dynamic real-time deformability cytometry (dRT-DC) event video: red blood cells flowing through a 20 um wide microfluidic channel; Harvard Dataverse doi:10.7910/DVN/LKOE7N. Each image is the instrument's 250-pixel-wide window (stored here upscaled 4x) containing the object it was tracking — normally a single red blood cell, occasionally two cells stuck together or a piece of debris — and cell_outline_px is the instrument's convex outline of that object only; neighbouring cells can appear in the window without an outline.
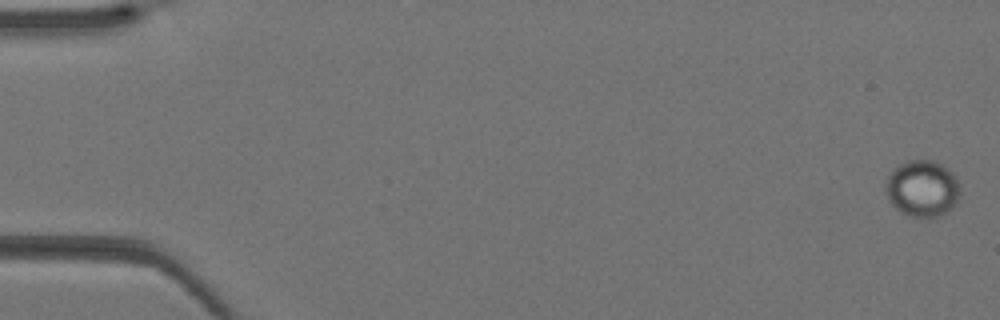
{"species": "Egyptian fruit bat (a non-hibernating species)", "species_latin": "Rousettus aegyptiacus", "temperature_condition": "warm", "stored_images_in_passage": 42, "camera_frame_rate_fps": 3000, "um_per_image_px": 0.085, "animal": {"sex": "female"}, "frame": {"image": 1, "passage_image": 1, "time_ms": 0.0, "image_size_px": [1000, 320], "cell_outline_px": [[960, 192], [956, 204], [948, 212], [940, 216], [912, 216], [900, 212], [888, 200], [884, 188], [888, 176], [900, 164], [908, 160], [936, 160], [944, 164], [956, 176], [960, 184]], "centroid_in_image_um": [78.43, 16.01], "position_along_channel_um": 6.6, "area_um2": 24.8}}
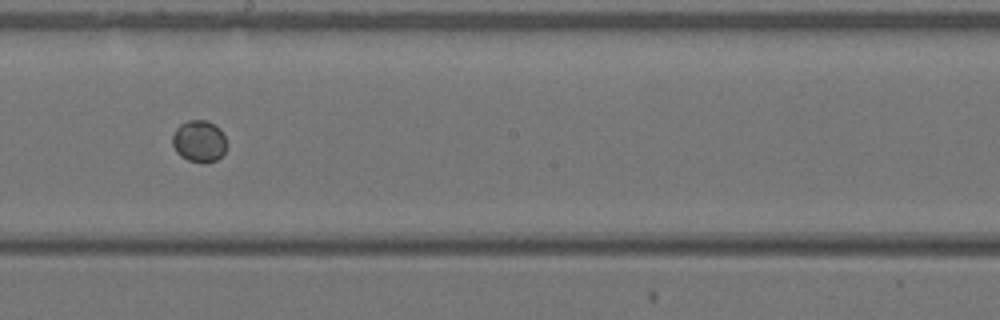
{"frame": {"image": 2, "passage_image": 24, "time_ms": 7.667, "image_size_px": [1000, 320], "cell_outline_px": [[224, 152], [216, 160], [188, 160], [180, 156], [176, 152], [172, 144], [172, 136], [176, 128], [180, 124], [188, 120], [208, 120], [216, 124], [220, 128], [224, 136]], "centroid_in_image_um": [16.88, 11.94], "position_along_channel_um": 231.3, "area_um2": 12.89}}
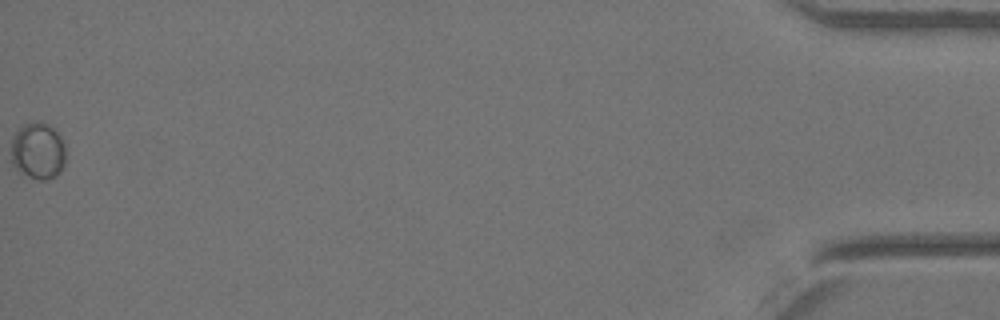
{"frame": {"image": 3, "passage_image": 42, "time_ms": 13.667, "image_size_px": [1000, 320], "cell_outline_px": [[64, 168], [56, 176], [44, 180], [36, 180], [20, 172], [12, 164], [12, 136], [24, 124], [36, 120], [40, 120], [48, 124], [60, 136], [64, 144]], "centroid_in_image_um": [3.22, 12.83], "position_along_channel_um": 432.0, "area_um2": 18.15}}